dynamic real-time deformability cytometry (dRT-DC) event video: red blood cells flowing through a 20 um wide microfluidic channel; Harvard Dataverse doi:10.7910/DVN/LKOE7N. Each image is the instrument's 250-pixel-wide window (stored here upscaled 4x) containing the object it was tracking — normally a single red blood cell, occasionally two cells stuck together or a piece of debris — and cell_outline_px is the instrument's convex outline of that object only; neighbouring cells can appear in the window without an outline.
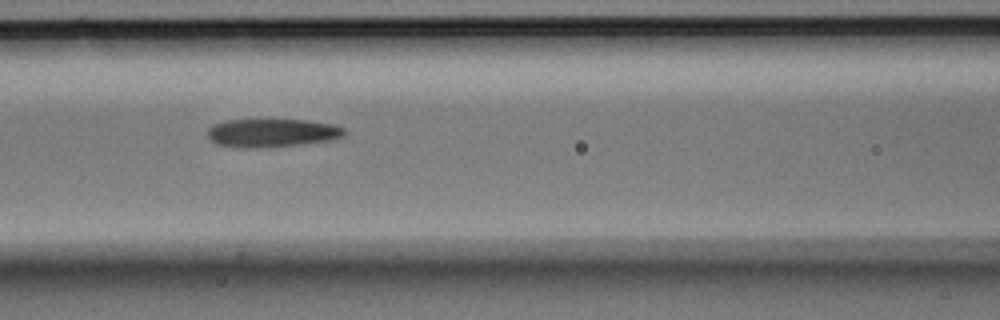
{"species": "Egyptian fruit bat (a non-hibernating species)", "species_latin": "Rousettus aegyptiacus", "temperature_condition": "room temperature", "stored_images_in_passage": 13, "camera_frame_rate_fps": 3000, "um_per_image_px": 0.085, "animal": {"sex": "male"}, "frame": {"image": 1, "passage_image": 6, "time_ms": 1.667, "image_size_px": [1000, 320], "cell_outline_px": [[344, 136], [332, 140], [300, 144], [264, 148], [236, 148], [216, 144], [208, 136], [208, 128], [212, 124], [228, 120], [304, 120], [332, 124], [344, 128]], "centroid_in_image_um": [23.09, 11.31], "position_along_channel_um": 143.5, "area_um2": 22.66}}
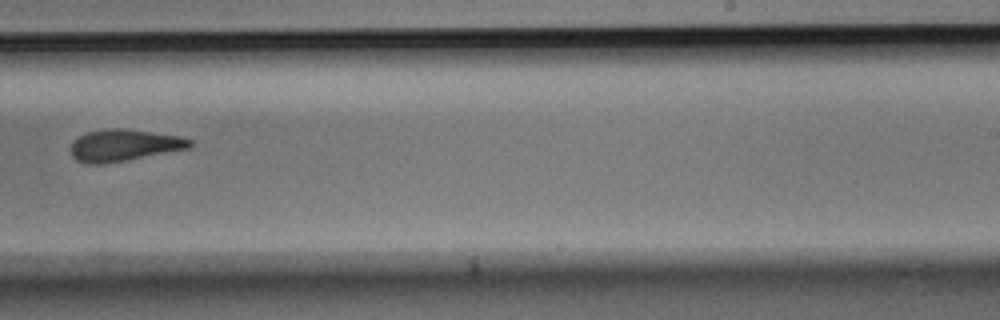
{"frame": {"image": 2, "passage_image": 9, "time_ms": 2.667, "image_size_px": [1000, 320], "cell_outline_px": [[192, 148], [124, 160], [100, 164], [88, 164], [76, 160], [72, 156], [72, 140], [84, 132], [112, 128], [120, 128], [180, 136], [192, 140]], "centroid_in_image_um": [10.53, 12.34], "position_along_channel_um": 278.5, "area_um2": 21.91}}
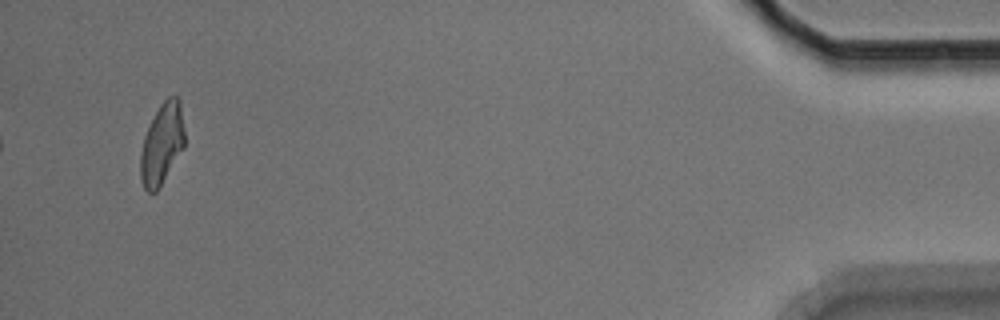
{"frame": {"image": 3, "passage_image": 13, "time_ms": 4.0, "image_size_px": [1000, 320], "cell_outline_px": [[184, 148], [156, 192], [148, 192], [144, 188], [140, 180], [140, 152], [144, 136], [160, 104], [168, 96], [180, 96], [184, 132]], "centroid_in_image_um": [13.77, 12.22], "position_along_channel_um": 421.4, "area_um2": 20.87}}